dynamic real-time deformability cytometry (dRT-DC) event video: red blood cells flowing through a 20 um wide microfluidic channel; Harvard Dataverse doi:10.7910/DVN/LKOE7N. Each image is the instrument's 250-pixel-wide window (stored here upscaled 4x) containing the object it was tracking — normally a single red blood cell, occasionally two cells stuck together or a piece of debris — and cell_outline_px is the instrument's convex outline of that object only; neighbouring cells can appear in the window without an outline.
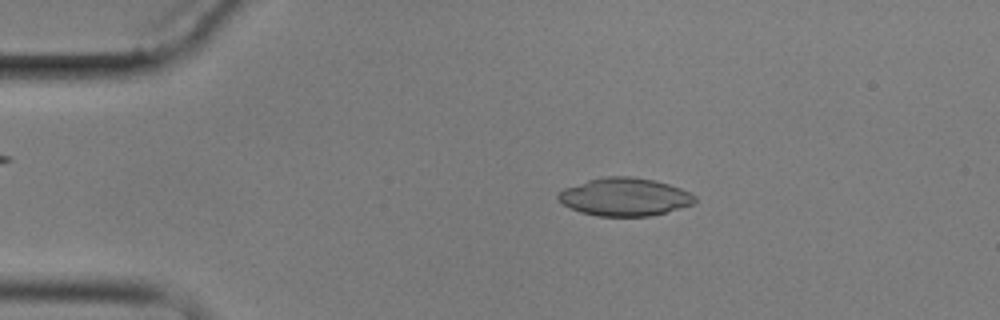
{"species": "common noctule bat (a hibernating species)", "species_latin": "Nyctalus noctula", "temperature_condition": "cold", "stored_images_in_passage": 5, "camera_frame_rate_fps": 3000, "um_per_image_px": 0.085, "animal": {"sex": "male", "body_mass_g": 17.9}, "frame": {"image": 1, "passage_image": 2, "time_ms": 1.333, "image_size_px": [1000, 320], "cell_outline_px": [[696, 200], [692, 204], [652, 216], [596, 216], [580, 212], [564, 204], [556, 196], [564, 188], [588, 180], [604, 176], [632, 176], [656, 180], [680, 188], [696, 196]], "centroid_in_image_um": [53.1, 16.73], "position_along_channel_um": 31.9, "area_um2": 30.11}}